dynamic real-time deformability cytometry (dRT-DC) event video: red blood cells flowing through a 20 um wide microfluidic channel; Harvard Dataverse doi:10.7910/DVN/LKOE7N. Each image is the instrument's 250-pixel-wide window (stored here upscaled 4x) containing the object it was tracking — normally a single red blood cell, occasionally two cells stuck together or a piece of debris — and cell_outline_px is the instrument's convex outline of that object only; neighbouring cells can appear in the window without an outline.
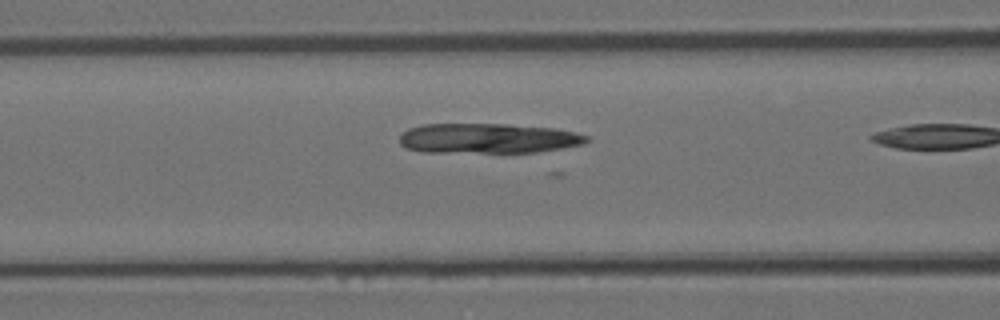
{"species": "Egyptian fruit bat (a non-hibernating species)", "species_latin": "Rousettus aegyptiacus", "temperature_condition": "room temperature", "stored_images_in_passage": 6, "camera_frame_rate_fps": 3000, "um_per_image_px": 0.085, "animal": {"sex": "female"}, "frame": {"image": 1, "passage_image": 5, "time_ms": 1.333, "image_size_px": [1000, 320], "cell_outline_px": [[588, 140], [584, 144], [536, 152], [424, 152], [408, 148], [400, 144], [400, 136], [408, 128], [424, 124], [504, 124], [552, 128], [576, 132], [588, 136]], "centroid_in_image_um": [41.47, 11.76], "position_along_channel_um": 125.1, "area_um2": 32.48}}